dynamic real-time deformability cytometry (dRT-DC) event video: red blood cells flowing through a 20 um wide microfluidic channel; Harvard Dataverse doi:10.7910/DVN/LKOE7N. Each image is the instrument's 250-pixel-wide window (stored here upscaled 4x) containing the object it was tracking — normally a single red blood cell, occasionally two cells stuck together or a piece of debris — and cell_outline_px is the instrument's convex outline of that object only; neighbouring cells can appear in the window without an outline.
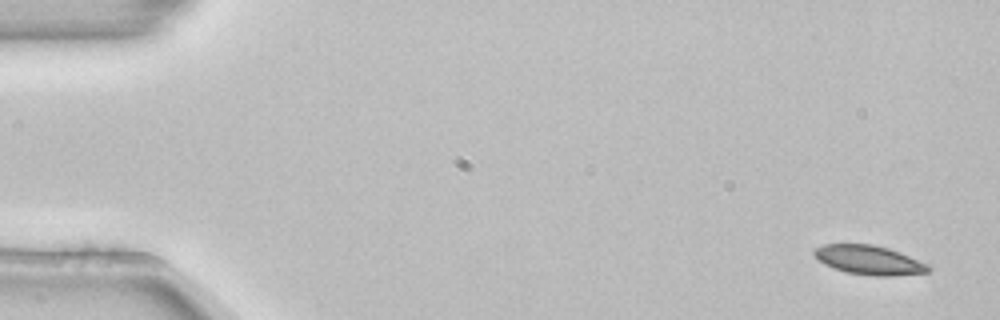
{"species": "common noctule bat (a hibernating species)", "species_latin": "Nyctalus noctula", "temperature_condition": "room temperature", "stored_images_in_passage": 5, "camera_frame_rate_fps": 3000, "um_per_image_px": 0.085, "animal": {"sex": "female", "body_mass_g": 22.7, "forearm_length_mm": 54.2}, "frame": {"image": 1, "passage_image": 1, "time_ms": 0.0, "image_size_px": [1000, 320], "cell_outline_px": [[932, 268], [928, 272], [896, 276], [872, 276], [844, 272], [824, 264], [812, 252], [816, 248], [824, 244], [872, 244], [888, 248], [900, 252], [928, 264]], "centroid_in_image_um": [73.89, 22.11], "position_along_channel_um": 11.1, "area_um2": 19.48}}
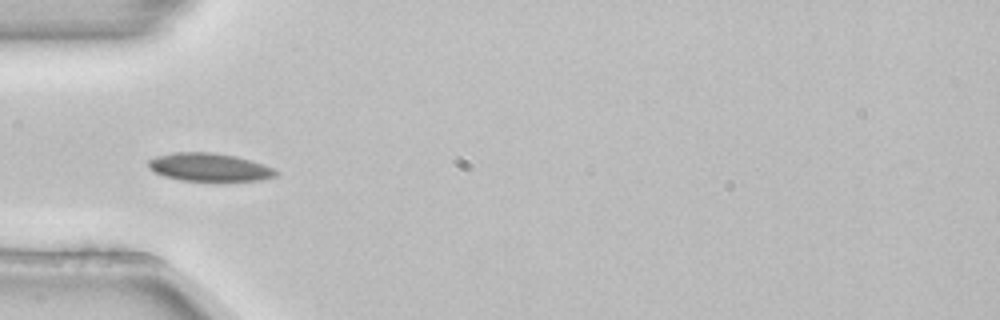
{"frame": {"image": 2, "passage_image": 4, "time_ms": 1.0, "image_size_px": [1000, 320], "cell_outline_px": [[276, 176], [260, 180], [180, 180], [164, 176], [148, 168], [148, 160], [156, 156], [172, 152], [216, 152], [236, 156], [252, 160], [264, 164], [272, 168], [276, 172]], "centroid_in_image_um": [17.76, 14.19], "position_along_channel_um": 67.2, "area_um2": 20.75}}